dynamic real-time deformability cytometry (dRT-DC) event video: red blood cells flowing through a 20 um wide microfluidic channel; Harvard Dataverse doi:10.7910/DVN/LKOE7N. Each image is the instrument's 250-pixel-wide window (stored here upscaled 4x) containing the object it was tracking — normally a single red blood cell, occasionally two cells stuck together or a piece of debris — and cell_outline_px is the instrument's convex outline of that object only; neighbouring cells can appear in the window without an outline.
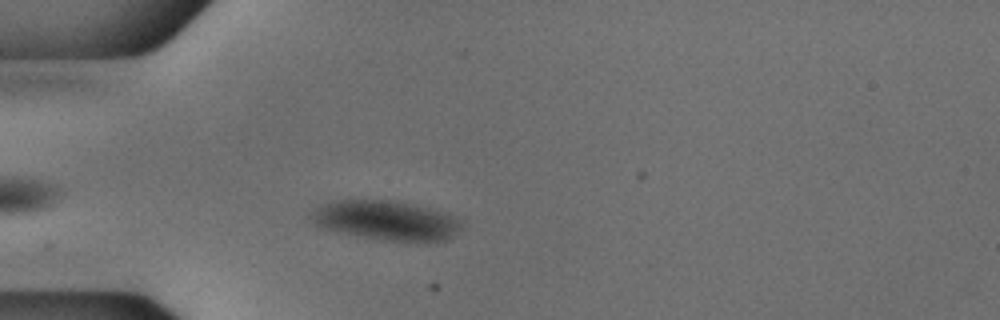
{"species": "common noctule bat (a hibernating species)", "species_latin": "Nyctalus noctula", "temperature_condition": "cold", "stored_images_in_passage": 35, "camera_frame_rate_fps": 3000, "um_per_image_px": 0.085, "animal": {"sex": "male", "body_mass_g": 18.8}, "frame": {"image": 1, "passage_image": 5, "time_ms": 1.333, "image_size_px": [1000, 320], "cell_outline_px": [[460, 224], [444, 240], [428, 244], [380, 240], [356, 236], [340, 232], [316, 224], [308, 216], [316, 208], [332, 200], [392, 200], [428, 208], [452, 216], [460, 220]], "centroid_in_image_um": [32.77, 18.76], "position_along_channel_um": 52.2, "area_um2": 34.33}}
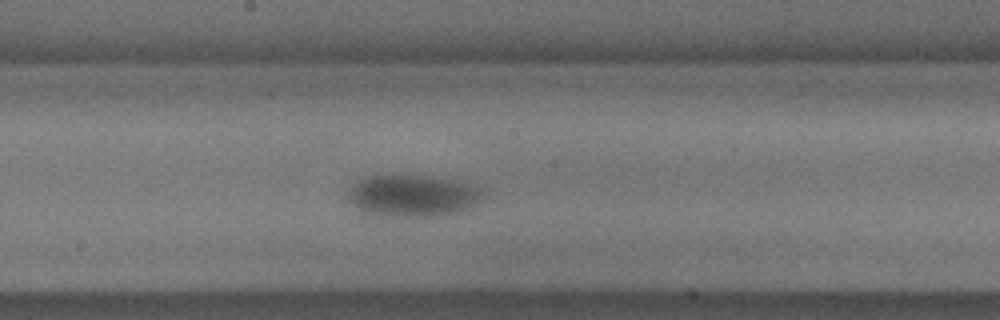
{"frame": {"image": 2, "passage_image": 19, "time_ms": 6.0, "image_size_px": [1000, 320], "cell_outline_px": [[484, 196], [476, 204], [468, 208], [456, 212], [436, 216], [364, 216], [348, 200], [348, 192], [352, 184], [356, 180], [368, 176], [392, 172], [400, 172], [456, 180], [476, 188]], "centroid_in_image_um": [34.92, 16.61], "position_along_channel_um": 213.3, "area_um2": 33.87}}
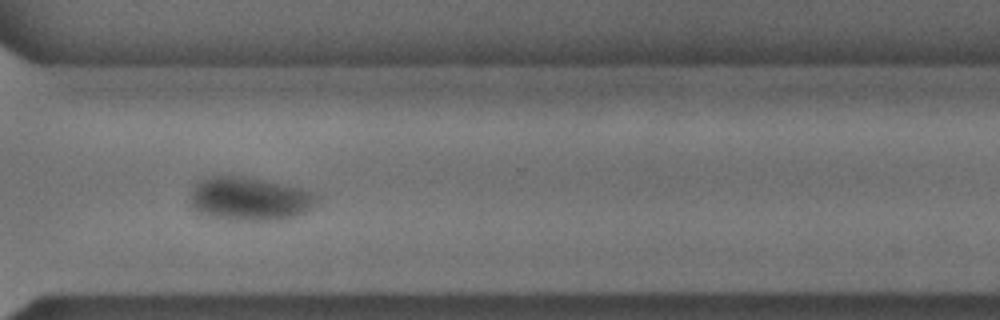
{"frame": {"image": 3, "passage_image": 30, "time_ms": 9.667, "image_size_px": [1000, 320], "cell_outline_px": [[316, 200], [312, 208], [296, 216], [284, 220], [228, 220], [196, 212], [192, 208], [188, 200], [192, 192], [208, 176], [244, 176], [284, 184], [300, 188], [312, 192], [316, 196]], "centroid_in_image_um": [21.21, 16.92], "position_along_channel_um": 349.4, "area_um2": 31.91}}